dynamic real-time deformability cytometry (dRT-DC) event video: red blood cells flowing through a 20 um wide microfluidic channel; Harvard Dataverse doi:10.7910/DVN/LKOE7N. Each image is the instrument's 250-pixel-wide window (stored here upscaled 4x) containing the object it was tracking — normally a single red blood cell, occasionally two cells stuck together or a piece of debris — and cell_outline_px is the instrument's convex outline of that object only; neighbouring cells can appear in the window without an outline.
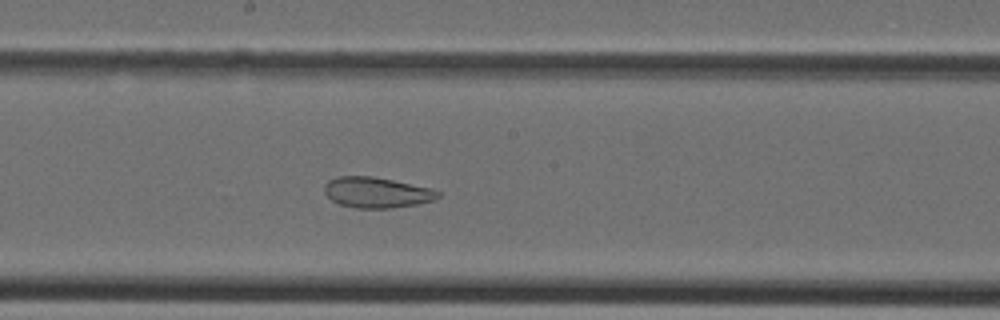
{"species": "Egyptian fruit bat (a non-hibernating species)", "species_latin": "Rousettus aegyptiacus", "temperature_condition": "cold", "stored_images_in_passage": 33, "camera_frame_rate_fps": 3000, "um_per_image_px": 0.085, "animal": {"sex": "female"}, "frame": {"image": 1, "passage_image": 15, "time_ms": 4.667, "image_size_px": [1000, 320], "cell_outline_px": [[440, 196], [432, 200], [416, 204], [392, 208], [352, 208], [340, 204], [332, 200], [324, 192], [324, 184], [328, 180], [336, 176], [372, 176], [432, 188], [440, 192]], "centroid_in_image_um": [31.98, 16.35], "position_along_channel_um": 216.2, "area_um2": 20.29}}
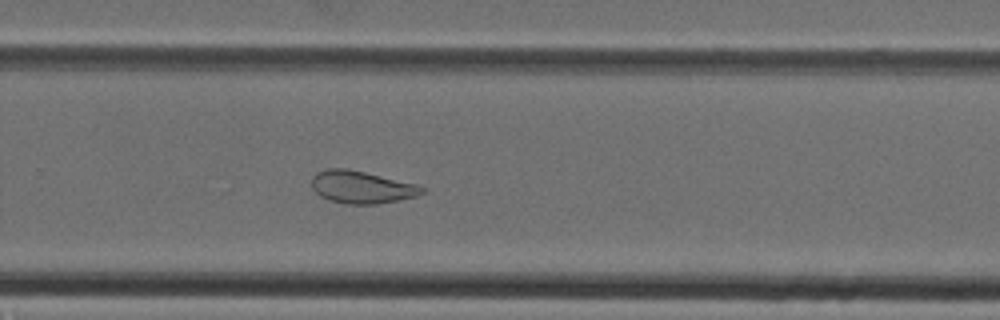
{"frame": {"image": 2, "passage_image": 20, "time_ms": 6.333, "image_size_px": [1000, 320], "cell_outline_px": [[424, 192], [416, 196], [376, 204], [344, 204], [328, 200], [320, 196], [312, 188], [312, 176], [316, 172], [328, 168], [344, 168], [364, 172], [416, 184], [424, 188]], "centroid_in_image_um": [30.68, 15.91], "position_along_channel_um": 299.1, "area_um2": 20.69}}
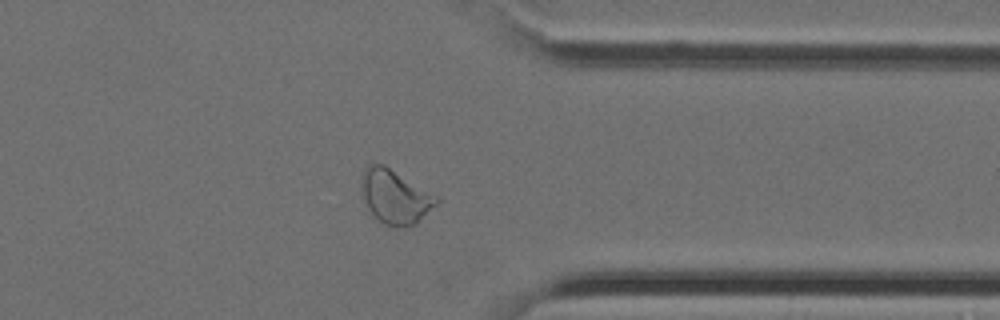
{"frame": {"image": 3, "passage_image": 25, "time_ms": 8.0, "image_size_px": [1000, 320], "cell_outline_px": [[440, 200], [416, 224], [404, 228], [396, 228], [384, 224], [368, 208], [364, 196], [360, 176], [372, 164], [384, 164], [436, 196]], "centroid_in_image_um": [33.6, 16.74], "position_along_channel_um": 377.8, "area_um2": 23.0}}